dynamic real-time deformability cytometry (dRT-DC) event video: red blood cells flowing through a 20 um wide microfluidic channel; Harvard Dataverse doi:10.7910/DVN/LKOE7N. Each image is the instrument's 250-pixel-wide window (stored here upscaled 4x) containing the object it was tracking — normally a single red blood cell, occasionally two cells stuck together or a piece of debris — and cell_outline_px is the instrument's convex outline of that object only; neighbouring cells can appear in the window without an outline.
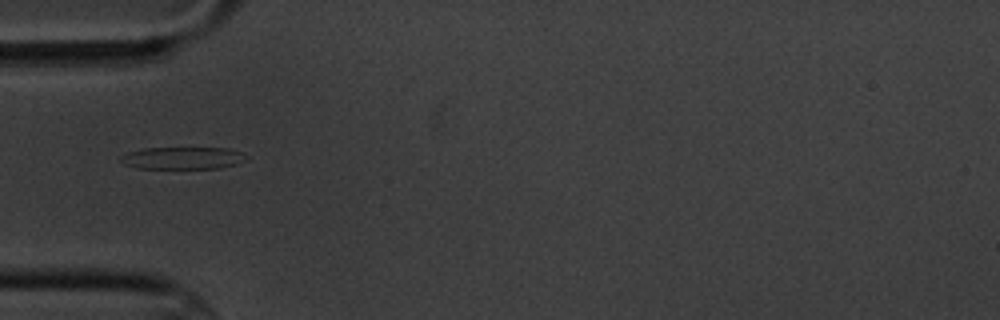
{"species": "common noctule bat (a hibernating species)", "species_latin": "Nyctalus noctula", "temperature_condition": "cold", "stored_images_in_passage": 2, "camera_frame_rate_fps": 3000, "um_per_image_px": 0.085, "animal": {"sex": "male", "body_mass_g": 20.1, "forearm_length_mm": 53.5}, "frame": {"image": 1, "passage_image": 1, "time_ms": 0.0, "image_size_px": [1000, 320], "cell_outline_px": [[248, 156], [244, 160], [236, 164], [220, 168], [136, 168], [124, 164], [120, 160], [120, 156], [128, 152], [144, 148], [228, 148], [244, 152]], "centroid_in_image_um": [15.54, 13.43], "position_along_channel_um": 69.5, "area_um2": 16.3}}